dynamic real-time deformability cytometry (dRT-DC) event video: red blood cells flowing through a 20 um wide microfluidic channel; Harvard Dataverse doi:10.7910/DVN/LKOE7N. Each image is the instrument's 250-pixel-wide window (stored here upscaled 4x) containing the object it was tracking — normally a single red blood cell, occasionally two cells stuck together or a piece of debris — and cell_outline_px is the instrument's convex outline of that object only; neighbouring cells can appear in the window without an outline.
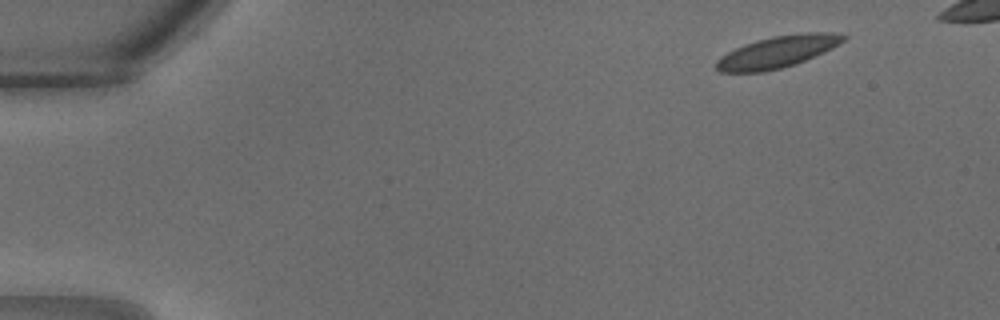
{"species": "common noctule bat (a hibernating species)", "species_latin": "Nyctalus noctula", "temperature_condition": "warm", "stored_images_in_passage": 12, "camera_frame_rate_fps": 3000, "um_per_image_px": 0.085, "animal": {"sex": "male", "body_mass_g": 18.8}, "frame": {"image": 1, "passage_image": 3, "time_ms": 0.667, "image_size_px": [1000, 320], "cell_outline_px": [[848, 36], [844, 40], [832, 48], [824, 52], [796, 64], [764, 72], [720, 72], [716, 68], [716, 60], [720, 56], [744, 44], [756, 40], [772, 36], [804, 32], [836, 32]], "centroid_in_image_um": [66.1, 4.4], "position_along_channel_um": 18.9, "area_um2": 23.58}}